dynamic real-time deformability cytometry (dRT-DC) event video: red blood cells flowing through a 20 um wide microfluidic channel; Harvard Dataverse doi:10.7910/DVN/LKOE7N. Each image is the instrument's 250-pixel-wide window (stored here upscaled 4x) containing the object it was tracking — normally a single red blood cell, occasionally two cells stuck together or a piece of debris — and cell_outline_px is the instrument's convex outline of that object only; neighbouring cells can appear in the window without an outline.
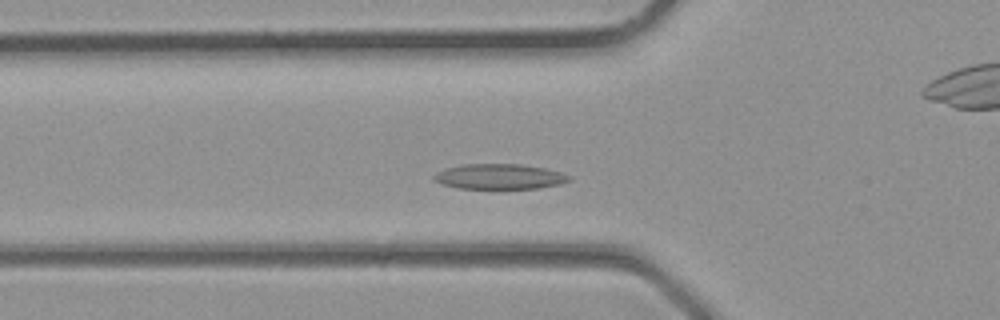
{"species": "common noctule bat (a hibernating species)", "species_latin": "Nyctalus noctula", "temperature_condition": "room temperature", "stored_images_in_passage": 32, "camera_frame_rate_fps": 3000, "um_per_image_px": 0.085, "animal": {"sex": "male", "body_mass_g": 23.1, "forearm_length_mm": 52.7}, "frame": {"image": 1, "passage_image": 8, "time_ms": 2.333, "image_size_px": [1000, 320], "cell_outline_px": [[572, 180], [560, 184], [540, 188], [460, 188], [440, 184], [432, 180], [432, 176], [436, 172], [444, 168], [460, 164], [520, 164], [544, 168], [560, 172], [572, 176]], "centroid_in_image_um": [42.42, 15.0], "position_along_channel_um": 83.4, "area_um2": 20.06}}
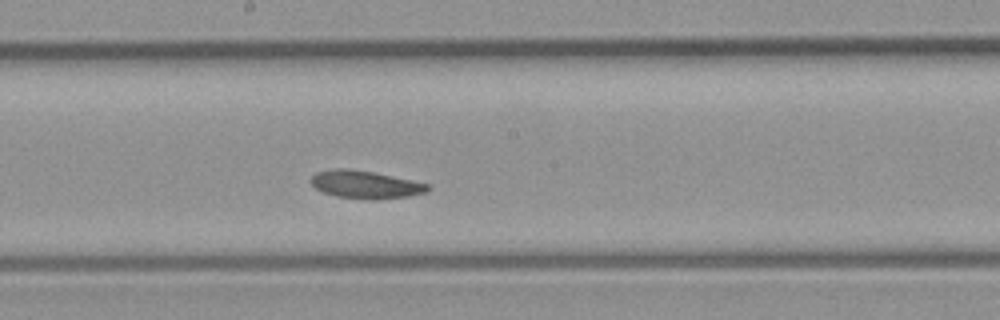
{"frame": {"image": 2, "passage_image": 15, "time_ms": 4.667, "image_size_px": [1000, 320], "cell_outline_px": [[432, 188], [428, 192], [408, 196], [376, 200], [372, 200], [336, 196], [324, 192], [316, 188], [312, 184], [312, 176], [316, 172], [336, 168], [348, 168], [372, 172], [412, 180], [428, 184]], "centroid_in_image_um": [31.1, 15.69], "position_along_channel_um": 217.1, "area_um2": 18.84}}
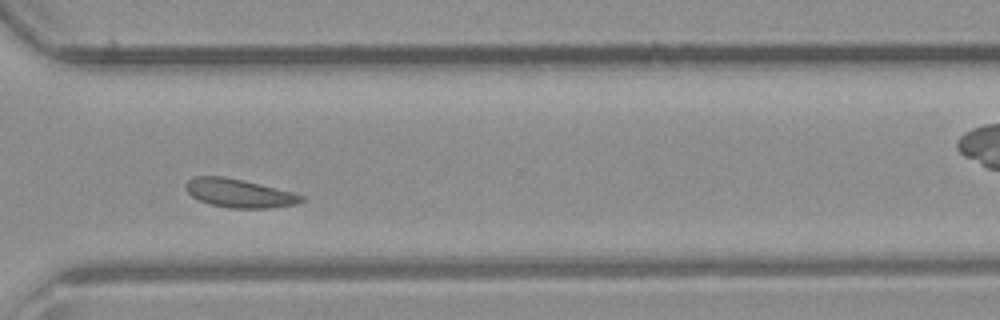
{"frame": {"image": 3, "passage_image": 22, "time_ms": 7.0, "image_size_px": [1000, 320], "cell_outline_px": [[304, 200], [296, 204], [268, 208], [228, 208], [208, 204], [192, 196], [184, 188], [184, 184], [192, 176], [224, 176], [244, 180], [292, 192], [304, 196]], "centroid_in_image_um": [20.28, 16.42], "position_along_channel_um": 350.3, "area_um2": 19.31}}